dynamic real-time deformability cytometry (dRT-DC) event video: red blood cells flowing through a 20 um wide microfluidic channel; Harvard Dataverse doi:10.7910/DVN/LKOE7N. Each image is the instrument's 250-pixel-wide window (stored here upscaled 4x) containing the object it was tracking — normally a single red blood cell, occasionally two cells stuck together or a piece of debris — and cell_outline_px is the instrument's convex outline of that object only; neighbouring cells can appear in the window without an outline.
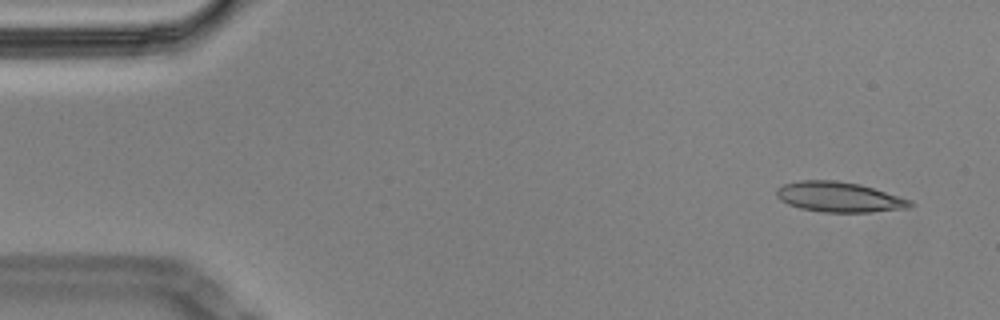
{"species": "Egyptian fruit bat (a non-hibernating species)", "species_latin": "Rousettus aegyptiacus", "temperature_condition": "cold", "stored_images_in_passage": 56, "camera_frame_rate_fps": 3000, "um_per_image_px": 0.085, "animal": {"sex": "male"}, "frame": {"image": 1, "passage_image": 3, "time_ms": 0.667, "image_size_px": [1000, 320], "cell_outline_px": [[916, 204], [908, 208], [872, 212], [824, 212], [800, 208], [788, 204], [780, 200], [776, 196], [776, 188], [784, 184], [800, 180], [836, 180], [860, 184], [900, 196], [912, 200]], "centroid_in_image_um": [71.34, 16.74], "position_along_channel_um": 13.7, "area_um2": 23.64}}
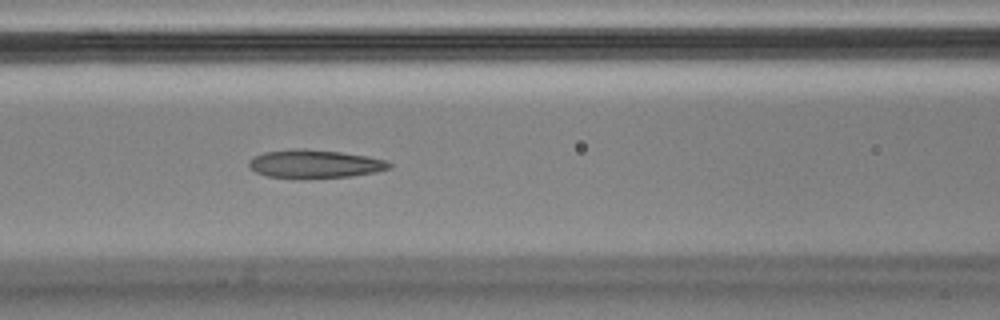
{"frame": {"image": 2, "passage_image": 23, "time_ms": 7.333, "image_size_px": [1000, 320], "cell_outline_px": [[392, 168], [376, 172], [352, 176], [268, 176], [256, 172], [248, 164], [248, 160], [264, 152], [292, 148], [304, 148], [340, 152], [368, 156], [384, 160], [392, 164]], "centroid_in_image_um": [26.79, 13.89], "position_along_channel_um": 139.8, "area_um2": 22.43}}
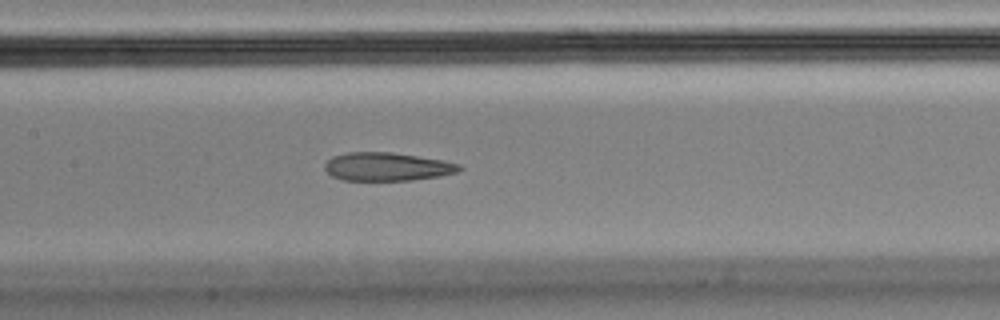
{"frame": {"image": 3, "passage_image": 26, "time_ms": 8.333, "image_size_px": [1000, 320], "cell_outline_px": [[464, 168], [460, 172], [440, 176], [412, 180], [344, 180], [332, 176], [324, 168], [324, 164], [332, 156], [348, 152], [392, 152], [444, 160], [460, 164]], "centroid_in_image_um": [32.94, 14.16], "position_along_channel_um": 174.5, "area_um2": 22.37}, "authors_computed_cell_mechanics": {"area_um2": 23.8425, "velocity_mm_per_s": 3.4618, "shape_relaxation_time_tau1_ms": null, "shape_relaxation_time_tau2_ms": 3.0553, "deformation_change_tau1": null, "deformation_change_tau2": 0.1183}}